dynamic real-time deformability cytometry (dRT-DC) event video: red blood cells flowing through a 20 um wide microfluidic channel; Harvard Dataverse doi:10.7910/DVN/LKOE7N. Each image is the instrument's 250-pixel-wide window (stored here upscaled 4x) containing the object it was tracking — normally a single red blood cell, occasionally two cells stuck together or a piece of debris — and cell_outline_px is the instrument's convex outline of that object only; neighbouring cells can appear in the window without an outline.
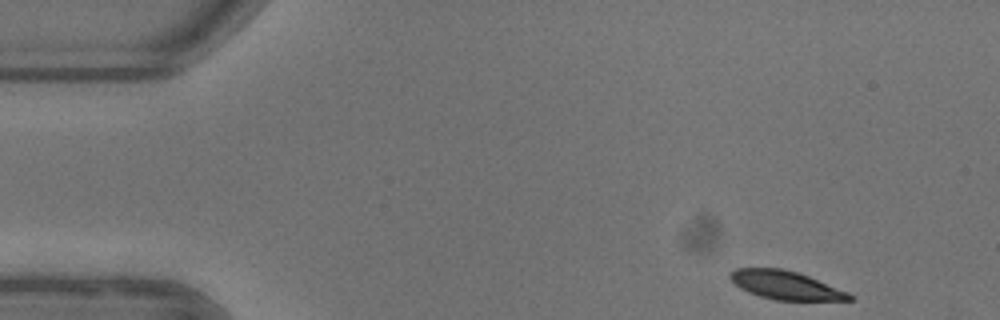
{"species": "common noctule bat (a hibernating species)", "species_latin": "Nyctalus noctula", "temperature_condition": "warm", "stored_images_in_passage": 49, "camera_frame_rate_fps": 3000, "um_per_image_px": 0.085, "animal": {"sex": "female"}, "frame": {"image": 1, "passage_image": 1, "time_ms": 0.0, "image_size_px": [1000, 320], "cell_outline_px": [[852, 300], [776, 300], [760, 296], [748, 292], [740, 288], [728, 276], [736, 268], [784, 268], [808, 276], [848, 292], [852, 296]], "centroid_in_image_um": [66.76, 24.23], "position_along_channel_um": 18.2, "area_um2": 19.48}}
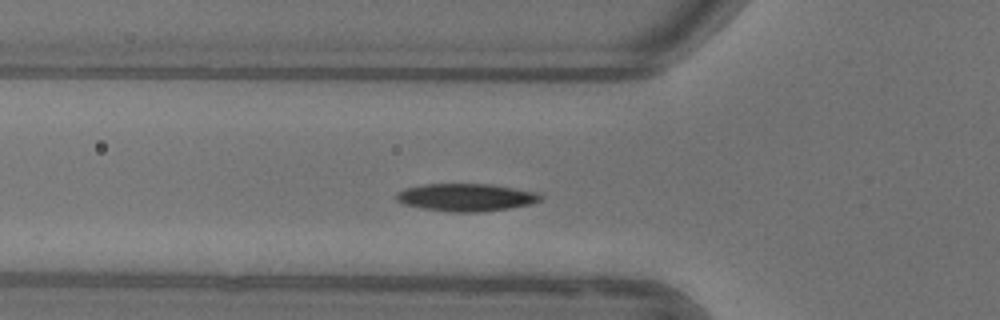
{"frame": {"image": 2, "passage_image": 14, "time_ms": 4.333, "image_size_px": [1000, 320], "cell_outline_px": [[544, 200], [528, 204], [508, 208], [480, 212], [452, 212], [424, 208], [404, 204], [396, 200], [396, 192], [408, 188], [424, 184], [492, 184], [532, 192], [544, 196]], "centroid_in_image_um": [39.61, 16.77], "position_along_channel_um": 86.2, "area_um2": 22.89}}
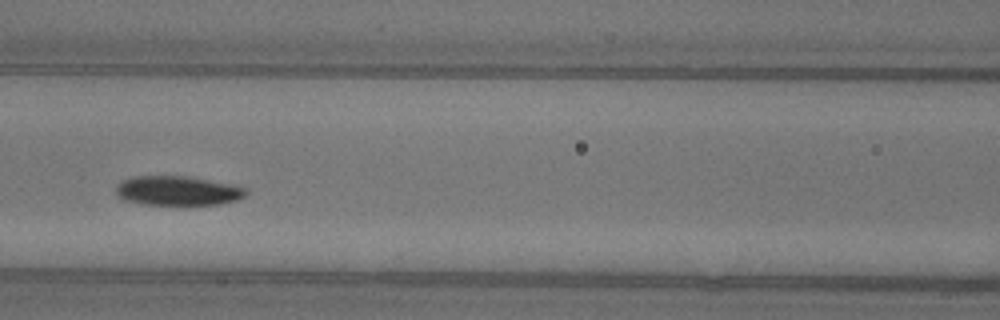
{"frame": {"image": 3, "passage_image": 19, "time_ms": 6.0, "image_size_px": [1000, 320], "cell_outline_px": [[248, 192], [244, 196], [236, 200], [220, 204], [140, 204], [124, 200], [116, 192], [116, 188], [124, 180], [136, 176], [188, 176], [232, 184], [248, 188]], "centroid_in_image_um": [15.15, 16.21], "position_along_channel_um": 151.5, "area_um2": 22.08}, "authors_computed_cell_mechanics": {"area_um2": 21.9062, "velocity_mm_per_s": 3.885, "shape_relaxation_time_tau1_ms": 2.8671, "shape_relaxation_time_tau2_ms": null, "deformation_change_tau1": 0.1246, "deformation_change_tau2": null}}